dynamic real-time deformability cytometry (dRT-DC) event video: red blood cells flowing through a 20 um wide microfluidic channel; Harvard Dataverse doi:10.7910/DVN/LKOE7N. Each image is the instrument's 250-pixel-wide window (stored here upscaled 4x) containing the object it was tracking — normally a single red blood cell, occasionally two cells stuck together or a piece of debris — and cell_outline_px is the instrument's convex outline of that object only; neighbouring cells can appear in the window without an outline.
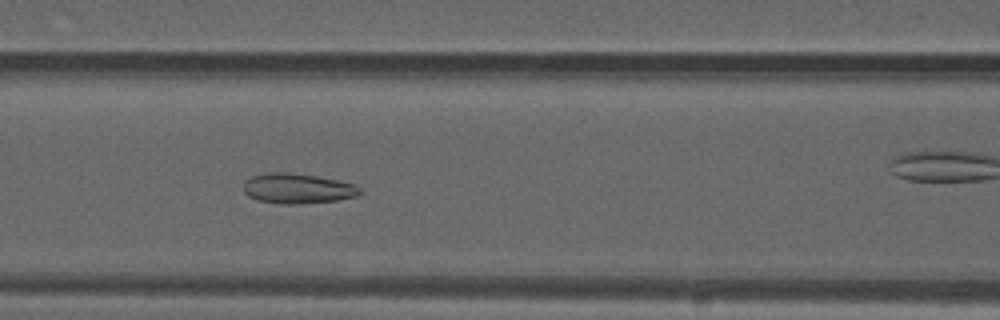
{"species": "common noctule bat (a hibernating species)", "species_latin": "Nyctalus noctula", "temperature_condition": "warm", "stored_images_in_passage": 42, "camera_frame_rate_fps": 3000, "um_per_image_px": 0.085, "animal": {"sex": "male", "forearm_length_mm": 52.5}, "frame": {"image": 1, "passage_image": 10, "time_ms": 3.0, "image_size_px": [1000, 320], "cell_outline_px": [[364, 192], [356, 196], [336, 200], [300, 204], [280, 204], [256, 200], [248, 196], [244, 192], [244, 180], [252, 176], [272, 172], [288, 172], [316, 176], [336, 180], [352, 184], [360, 188]], "centroid_in_image_um": [25.26, 16.03], "position_along_channel_um": 141.3, "area_um2": 20.4}}
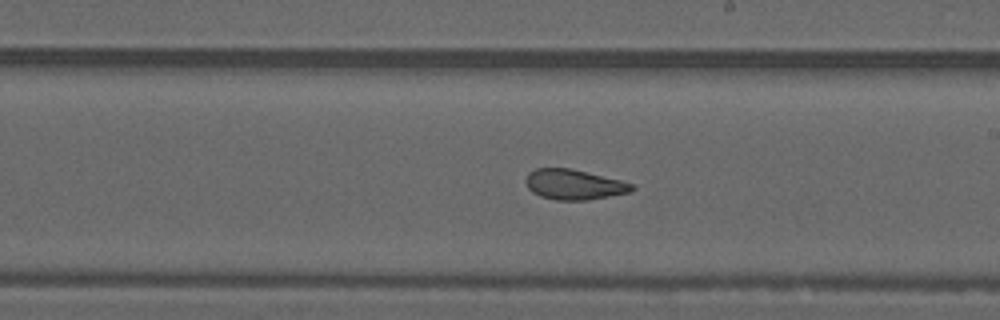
{"frame": {"image": 2, "passage_image": 18, "time_ms": 5.667, "image_size_px": [1000, 320], "cell_outline_px": [[636, 188], [632, 192], [584, 200], [556, 200], [540, 196], [532, 192], [528, 188], [524, 180], [528, 172], [536, 168], [572, 168], [620, 180], [632, 184]], "centroid_in_image_um": [48.76, 15.67], "position_along_channel_um": 240.2, "area_um2": 18.73}}
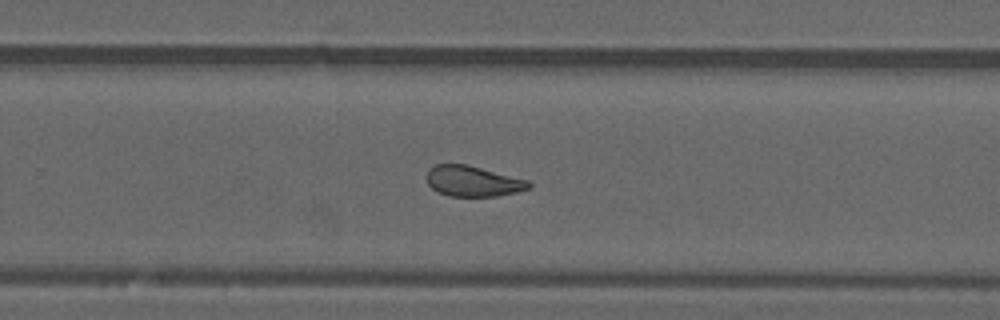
{"frame": {"image": 3, "passage_image": 22, "time_ms": 7.0, "image_size_px": [1000, 320], "cell_outline_px": [[532, 188], [516, 192], [496, 196], [448, 196], [436, 192], [428, 184], [428, 168], [436, 164], [468, 164], [528, 180], [532, 184]], "centroid_in_image_um": [40.21, 15.4], "position_along_channel_um": 289.6, "area_um2": 18.32}, "authors_computed_cell_mechanics": {"area_um2": 19.7098, "velocity_mm_per_s": 3.7225, "shape_relaxation_time_tau1_ms": null, "shape_relaxation_time_tau2_ms": 1.7758, "deformation_change_tau1": null, "deformation_change_tau2": 0.0906}}